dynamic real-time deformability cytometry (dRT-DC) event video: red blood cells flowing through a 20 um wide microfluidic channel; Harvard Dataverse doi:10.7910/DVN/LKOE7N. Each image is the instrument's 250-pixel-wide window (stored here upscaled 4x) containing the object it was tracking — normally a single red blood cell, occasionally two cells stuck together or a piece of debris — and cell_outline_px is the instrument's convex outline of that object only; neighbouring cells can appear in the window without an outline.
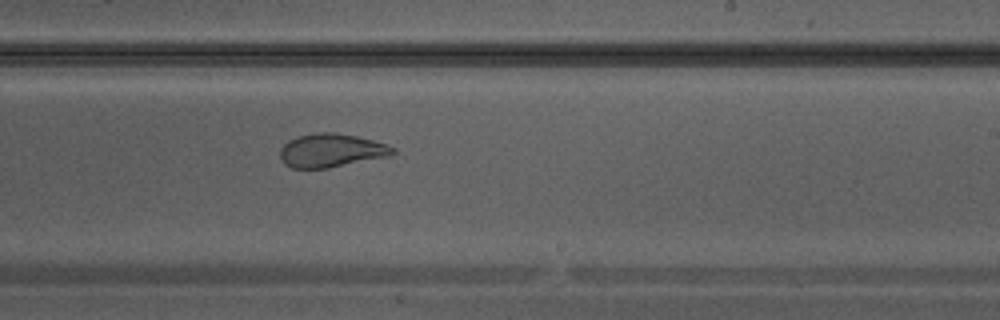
{"species": "Egyptian fruit bat (a non-hibernating species)", "species_latin": "Rousettus aegyptiacus", "temperature_condition": "warm", "stored_images_in_passage": 26, "camera_frame_rate_fps": 3000, "um_per_image_px": 0.085, "animal": {"sex": "male"}, "frame": {"image": 1, "passage_image": 12, "time_ms": 3.667, "image_size_px": [1000, 320], "cell_outline_px": [[396, 152], [392, 156], [328, 168], [292, 168], [284, 164], [280, 156], [280, 148], [288, 140], [300, 136], [316, 132], [332, 132], [356, 136], [372, 140], [396, 148]], "centroid_in_image_um": [28.17, 12.8], "position_along_channel_um": 260.8, "area_um2": 22.08}}